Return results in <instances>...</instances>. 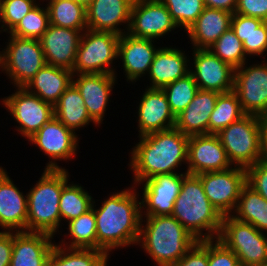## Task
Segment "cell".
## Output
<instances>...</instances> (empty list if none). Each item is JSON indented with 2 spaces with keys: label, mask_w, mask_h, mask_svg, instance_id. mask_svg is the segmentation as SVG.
<instances>
[{
  "label": "cell",
  "mask_w": 267,
  "mask_h": 266,
  "mask_svg": "<svg viewBox=\"0 0 267 266\" xmlns=\"http://www.w3.org/2000/svg\"><path fill=\"white\" fill-rule=\"evenodd\" d=\"M263 22L258 18L234 13L231 19V28L243 43L254 29L258 28Z\"/></svg>",
  "instance_id": "obj_45"
},
{
  "label": "cell",
  "mask_w": 267,
  "mask_h": 266,
  "mask_svg": "<svg viewBox=\"0 0 267 266\" xmlns=\"http://www.w3.org/2000/svg\"><path fill=\"white\" fill-rule=\"evenodd\" d=\"M116 77L113 74H73L72 84L80 92L84 106L95 126L100 125L105 117Z\"/></svg>",
  "instance_id": "obj_19"
},
{
  "label": "cell",
  "mask_w": 267,
  "mask_h": 266,
  "mask_svg": "<svg viewBox=\"0 0 267 266\" xmlns=\"http://www.w3.org/2000/svg\"><path fill=\"white\" fill-rule=\"evenodd\" d=\"M169 266H208V240L197 241L177 263Z\"/></svg>",
  "instance_id": "obj_44"
},
{
  "label": "cell",
  "mask_w": 267,
  "mask_h": 266,
  "mask_svg": "<svg viewBox=\"0 0 267 266\" xmlns=\"http://www.w3.org/2000/svg\"><path fill=\"white\" fill-rule=\"evenodd\" d=\"M267 61L234 70V92L239 98L243 112L261 116L267 113Z\"/></svg>",
  "instance_id": "obj_12"
},
{
  "label": "cell",
  "mask_w": 267,
  "mask_h": 266,
  "mask_svg": "<svg viewBox=\"0 0 267 266\" xmlns=\"http://www.w3.org/2000/svg\"><path fill=\"white\" fill-rule=\"evenodd\" d=\"M235 13L267 22V0H238Z\"/></svg>",
  "instance_id": "obj_46"
},
{
  "label": "cell",
  "mask_w": 267,
  "mask_h": 266,
  "mask_svg": "<svg viewBox=\"0 0 267 266\" xmlns=\"http://www.w3.org/2000/svg\"><path fill=\"white\" fill-rule=\"evenodd\" d=\"M261 130L262 159L267 160V113L259 116Z\"/></svg>",
  "instance_id": "obj_49"
},
{
  "label": "cell",
  "mask_w": 267,
  "mask_h": 266,
  "mask_svg": "<svg viewBox=\"0 0 267 266\" xmlns=\"http://www.w3.org/2000/svg\"><path fill=\"white\" fill-rule=\"evenodd\" d=\"M2 100V104L20 125L17 131L27 139L54 116L51 104L24 87H17L15 93Z\"/></svg>",
  "instance_id": "obj_11"
},
{
  "label": "cell",
  "mask_w": 267,
  "mask_h": 266,
  "mask_svg": "<svg viewBox=\"0 0 267 266\" xmlns=\"http://www.w3.org/2000/svg\"><path fill=\"white\" fill-rule=\"evenodd\" d=\"M76 134L53 116L27 140L50 157L45 169H62L55 161L70 160L76 155L79 143Z\"/></svg>",
  "instance_id": "obj_14"
},
{
  "label": "cell",
  "mask_w": 267,
  "mask_h": 266,
  "mask_svg": "<svg viewBox=\"0 0 267 266\" xmlns=\"http://www.w3.org/2000/svg\"><path fill=\"white\" fill-rule=\"evenodd\" d=\"M87 8L94 0H74Z\"/></svg>",
  "instance_id": "obj_50"
},
{
  "label": "cell",
  "mask_w": 267,
  "mask_h": 266,
  "mask_svg": "<svg viewBox=\"0 0 267 266\" xmlns=\"http://www.w3.org/2000/svg\"><path fill=\"white\" fill-rule=\"evenodd\" d=\"M175 117L194 99L199 90L194 77L189 73L162 88Z\"/></svg>",
  "instance_id": "obj_37"
},
{
  "label": "cell",
  "mask_w": 267,
  "mask_h": 266,
  "mask_svg": "<svg viewBox=\"0 0 267 266\" xmlns=\"http://www.w3.org/2000/svg\"><path fill=\"white\" fill-rule=\"evenodd\" d=\"M217 136L232 165L246 169L262 159L259 116L246 114Z\"/></svg>",
  "instance_id": "obj_6"
},
{
  "label": "cell",
  "mask_w": 267,
  "mask_h": 266,
  "mask_svg": "<svg viewBox=\"0 0 267 266\" xmlns=\"http://www.w3.org/2000/svg\"><path fill=\"white\" fill-rule=\"evenodd\" d=\"M93 198L79 184H68L63 186L59 201V210L62 218L75 219L92 208Z\"/></svg>",
  "instance_id": "obj_35"
},
{
  "label": "cell",
  "mask_w": 267,
  "mask_h": 266,
  "mask_svg": "<svg viewBox=\"0 0 267 266\" xmlns=\"http://www.w3.org/2000/svg\"><path fill=\"white\" fill-rule=\"evenodd\" d=\"M236 214V215H235ZM232 217L267 233V200L247 184L242 188Z\"/></svg>",
  "instance_id": "obj_30"
},
{
  "label": "cell",
  "mask_w": 267,
  "mask_h": 266,
  "mask_svg": "<svg viewBox=\"0 0 267 266\" xmlns=\"http://www.w3.org/2000/svg\"><path fill=\"white\" fill-rule=\"evenodd\" d=\"M232 13L205 7L187 29L193 49H209L231 27Z\"/></svg>",
  "instance_id": "obj_27"
},
{
  "label": "cell",
  "mask_w": 267,
  "mask_h": 266,
  "mask_svg": "<svg viewBox=\"0 0 267 266\" xmlns=\"http://www.w3.org/2000/svg\"><path fill=\"white\" fill-rule=\"evenodd\" d=\"M45 65L39 39L10 35L6 48L0 51V68L16 87H25Z\"/></svg>",
  "instance_id": "obj_9"
},
{
  "label": "cell",
  "mask_w": 267,
  "mask_h": 266,
  "mask_svg": "<svg viewBox=\"0 0 267 266\" xmlns=\"http://www.w3.org/2000/svg\"><path fill=\"white\" fill-rule=\"evenodd\" d=\"M188 62L190 64V59L188 60L181 50L159 47L148 72L151 82L149 88L162 89L177 79L185 77L190 73Z\"/></svg>",
  "instance_id": "obj_26"
},
{
  "label": "cell",
  "mask_w": 267,
  "mask_h": 266,
  "mask_svg": "<svg viewBox=\"0 0 267 266\" xmlns=\"http://www.w3.org/2000/svg\"><path fill=\"white\" fill-rule=\"evenodd\" d=\"M180 28L187 29L205 9L204 0H160Z\"/></svg>",
  "instance_id": "obj_39"
},
{
  "label": "cell",
  "mask_w": 267,
  "mask_h": 266,
  "mask_svg": "<svg viewBox=\"0 0 267 266\" xmlns=\"http://www.w3.org/2000/svg\"><path fill=\"white\" fill-rule=\"evenodd\" d=\"M119 34L86 29L81 36L73 74H113V60L118 59Z\"/></svg>",
  "instance_id": "obj_8"
},
{
  "label": "cell",
  "mask_w": 267,
  "mask_h": 266,
  "mask_svg": "<svg viewBox=\"0 0 267 266\" xmlns=\"http://www.w3.org/2000/svg\"><path fill=\"white\" fill-rule=\"evenodd\" d=\"M50 24L79 31L87 29L86 8L74 0H51L47 4Z\"/></svg>",
  "instance_id": "obj_32"
},
{
  "label": "cell",
  "mask_w": 267,
  "mask_h": 266,
  "mask_svg": "<svg viewBox=\"0 0 267 266\" xmlns=\"http://www.w3.org/2000/svg\"><path fill=\"white\" fill-rule=\"evenodd\" d=\"M210 203L222 216L232 215L242 188L246 185V169L238 166L223 171L198 174Z\"/></svg>",
  "instance_id": "obj_10"
},
{
  "label": "cell",
  "mask_w": 267,
  "mask_h": 266,
  "mask_svg": "<svg viewBox=\"0 0 267 266\" xmlns=\"http://www.w3.org/2000/svg\"><path fill=\"white\" fill-rule=\"evenodd\" d=\"M209 50L234 69L246 63L247 56L243 48V43L231 27L219 37Z\"/></svg>",
  "instance_id": "obj_36"
},
{
  "label": "cell",
  "mask_w": 267,
  "mask_h": 266,
  "mask_svg": "<svg viewBox=\"0 0 267 266\" xmlns=\"http://www.w3.org/2000/svg\"><path fill=\"white\" fill-rule=\"evenodd\" d=\"M187 164V172L194 175L234 167L217 134L189 136Z\"/></svg>",
  "instance_id": "obj_16"
},
{
  "label": "cell",
  "mask_w": 267,
  "mask_h": 266,
  "mask_svg": "<svg viewBox=\"0 0 267 266\" xmlns=\"http://www.w3.org/2000/svg\"><path fill=\"white\" fill-rule=\"evenodd\" d=\"M238 257L241 266H267V236L252 224L223 216L218 237Z\"/></svg>",
  "instance_id": "obj_7"
},
{
  "label": "cell",
  "mask_w": 267,
  "mask_h": 266,
  "mask_svg": "<svg viewBox=\"0 0 267 266\" xmlns=\"http://www.w3.org/2000/svg\"><path fill=\"white\" fill-rule=\"evenodd\" d=\"M35 2L36 0H0V22H2L3 31L10 33L20 20L37 5Z\"/></svg>",
  "instance_id": "obj_40"
},
{
  "label": "cell",
  "mask_w": 267,
  "mask_h": 266,
  "mask_svg": "<svg viewBox=\"0 0 267 266\" xmlns=\"http://www.w3.org/2000/svg\"><path fill=\"white\" fill-rule=\"evenodd\" d=\"M53 237L43 232H13L10 266H47Z\"/></svg>",
  "instance_id": "obj_24"
},
{
  "label": "cell",
  "mask_w": 267,
  "mask_h": 266,
  "mask_svg": "<svg viewBox=\"0 0 267 266\" xmlns=\"http://www.w3.org/2000/svg\"><path fill=\"white\" fill-rule=\"evenodd\" d=\"M220 94L199 89L189 105L176 116L174 127L187 136L208 134L209 118Z\"/></svg>",
  "instance_id": "obj_25"
},
{
  "label": "cell",
  "mask_w": 267,
  "mask_h": 266,
  "mask_svg": "<svg viewBox=\"0 0 267 266\" xmlns=\"http://www.w3.org/2000/svg\"><path fill=\"white\" fill-rule=\"evenodd\" d=\"M108 256L100 250L67 248L55 244L47 266H107Z\"/></svg>",
  "instance_id": "obj_31"
},
{
  "label": "cell",
  "mask_w": 267,
  "mask_h": 266,
  "mask_svg": "<svg viewBox=\"0 0 267 266\" xmlns=\"http://www.w3.org/2000/svg\"><path fill=\"white\" fill-rule=\"evenodd\" d=\"M246 184L267 200V160L246 168Z\"/></svg>",
  "instance_id": "obj_42"
},
{
  "label": "cell",
  "mask_w": 267,
  "mask_h": 266,
  "mask_svg": "<svg viewBox=\"0 0 267 266\" xmlns=\"http://www.w3.org/2000/svg\"><path fill=\"white\" fill-rule=\"evenodd\" d=\"M94 203L92 208L81 216L72 219L68 222L69 236L72 242L68 245L65 240L59 244L67 248H80V249H95L97 250V233H96V219L94 213Z\"/></svg>",
  "instance_id": "obj_34"
},
{
  "label": "cell",
  "mask_w": 267,
  "mask_h": 266,
  "mask_svg": "<svg viewBox=\"0 0 267 266\" xmlns=\"http://www.w3.org/2000/svg\"><path fill=\"white\" fill-rule=\"evenodd\" d=\"M132 148L130 169L134 172V183L138 186L146 179L159 174L177 173L175 170L187 164L189 136L175 127L149 133L139 137Z\"/></svg>",
  "instance_id": "obj_2"
},
{
  "label": "cell",
  "mask_w": 267,
  "mask_h": 266,
  "mask_svg": "<svg viewBox=\"0 0 267 266\" xmlns=\"http://www.w3.org/2000/svg\"><path fill=\"white\" fill-rule=\"evenodd\" d=\"M243 48L246 56L263 55L267 51V22H263L258 28L244 40Z\"/></svg>",
  "instance_id": "obj_43"
},
{
  "label": "cell",
  "mask_w": 267,
  "mask_h": 266,
  "mask_svg": "<svg viewBox=\"0 0 267 266\" xmlns=\"http://www.w3.org/2000/svg\"><path fill=\"white\" fill-rule=\"evenodd\" d=\"M238 0H204L205 7L235 13Z\"/></svg>",
  "instance_id": "obj_48"
},
{
  "label": "cell",
  "mask_w": 267,
  "mask_h": 266,
  "mask_svg": "<svg viewBox=\"0 0 267 266\" xmlns=\"http://www.w3.org/2000/svg\"><path fill=\"white\" fill-rule=\"evenodd\" d=\"M171 216L198 241L219 237L223 216L210 203L198 175L184 176Z\"/></svg>",
  "instance_id": "obj_3"
},
{
  "label": "cell",
  "mask_w": 267,
  "mask_h": 266,
  "mask_svg": "<svg viewBox=\"0 0 267 266\" xmlns=\"http://www.w3.org/2000/svg\"><path fill=\"white\" fill-rule=\"evenodd\" d=\"M245 115L234 91L221 93L209 118L208 134H218Z\"/></svg>",
  "instance_id": "obj_33"
},
{
  "label": "cell",
  "mask_w": 267,
  "mask_h": 266,
  "mask_svg": "<svg viewBox=\"0 0 267 266\" xmlns=\"http://www.w3.org/2000/svg\"><path fill=\"white\" fill-rule=\"evenodd\" d=\"M137 108L139 136L174 128L176 117L162 89L147 86Z\"/></svg>",
  "instance_id": "obj_20"
},
{
  "label": "cell",
  "mask_w": 267,
  "mask_h": 266,
  "mask_svg": "<svg viewBox=\"0 0 267 266\" xmlns=\"http://www.w3.org/2000/svg\"><path fill=\"white\" fill-rule=\"evenodd\" d=\"M134 187L113 193L99 209L94 208L97 250L110 255L113 249L138 243L143 210Z\"/></svg>",
  "instance_id": "obj_1"
},
{
  "label": "cell",
  "mask_w": 267,
  "mask_h": 266,
  "mask_svg": "<svg viewBox=\"0 0 267 266\" xmlns=\"http://www.w3.org/2000/svg\"><path fill=\"white\" fill-rule=\"evenodd\" d=\"M185 173L159 174L144 180L141 209H146L145 216L171 215L176 198L181 189Z\"/></svg>",
  "instance_id": "obj_17"
},
{
  "label": "cell",
  "mask_w": 267,
  "mask_h": 266,
  "mask_svg": "<svg viewBox=\"0 0 267 266\" xmlns=\"http://www.w3.org/2000/svg\"><path fill=\"white\" fill-rule=\"evenodd\" d=\"M177 27L160 0H134L127 30L131 36L155 40Z\"/></svg>",
  "instance_id": "obj_13"
},
{
  "label": "cell",
  "mask_w": 267,
  "mask_h": 266,
  "mask_svg": "<svg viewBox=\"0 0 267 266\" xmlns=\"http://www.w3.org/2000/svg\"><path fill=\"white\" fill-rule=\"evenodd\" d=\"M33 7L9 33L19 38L40 39L50 25L47 7Z\"/></svg>",
  "instance_id": "obj_38"
},
{
  "label": "cell",
  "mask_w": 267,
  "mask_h": 266,
  "mask_svg": "<svg viewBox=\"0 0 267 266\" xmlns=\"http://www.w3.org/2000/svg\"><path fill=\"white\" fill-rule=\"evenodd\" d=\"M133 2L134 0H94L86 8L87 29L119 35L127 33L119 25L126 24L128 30Z\"/></svg>",
  "instance_id": "obj_21"
},
{
  "label": "cell",
  "mask_w": 267,
  "mask_h": 266,
  "mask_svg": "<svg viewBox=\"0 0 267 266\" xmlns=\"http://www.w3.org/2000/svg\"><path fill=\"white\" fill-rule=\"evenodd\" d=\"M53 109L54 116L74 132L93 122L80 92L73 84L65 90Z\"/></svg>",
  "instance_id": "obj_29"
},
{
  "label": "cell",
  "mask_w": 267,
  "mask_h": 266,
  "mask_svg": "<svg viewBox=\"0 0 267 266\" xmlns=\"http://www.w3.org/2000/svg\"><path fill=\"white\" fill-rule=\"evenodd\" d=\"M66 169H44L41 178L27 193V232L57 233L61 216L59 201L68 182Z\"/></svg>",
  "instance_id": "obj_5"
},
{
  "label": "cell",
  "mask_w": 267,
  "mask_h": 266,
  "mask_svg": "<svg viewBox=\"0 0 267 266\" xmlns=\"http://www.w3.org/2000/svg\"><path fill=\"white\" fill-rule=\"evenodd\" d=\"M0 166V226L5 232H24L27 222V194L19 188Z\"/></svg>",
  "instance_id": "obj_22"
},
{
  "label": "cell",
  "mask_w": 267,
  "mask_h": 266,
  "mask_svg": "<svg viewBox=\"0 0 267 266\" xmlns=\"http://www.w3.org/2000/svg\"><path fill=\"white\" fill-rule=\"evenodd\" d=\"M13 249V232H0V266H10Z\"/></svg>",
  "instance_id": "obj_47"
},
{
  "label": "cell",
  "mask_w": 267,
  "mask_h": 266,
  "mask_svg": "<svg viewBox=\"0 0 267 266\" xmlns=\"http://www.w3.org/2000/svg\"><path fill=\"white\" fill-rule=\"evenodd\" d=\"M72 78L71 70L46 64L24 88L54 106L72 84Z\"/></svg>",
  "instance_id": "obj_28"
},
{
  "label": "cell",
  "mask_w": 267,
  "mask_h": 266,
  "mask_svg": "<svg viewBox=\"0 0 267 266\" xmlns=\"http://www.w3.org/2000/svg\"><path fill=\"white\" fill-rule=\"evenodd\" d=\"M208 266H241L235 253L221 241L208 240Z\"/></svg>",
  "instance_id": "obj_41"
},
{
  "label": "cell",
  "mask_w": 267,
  "mask_h": 266,
  "mask_svg": "<svg viewBox=\"0 0 267 266\" xmlns=\"http://www.w3.org/2000/svg\"><path fill=\"white\" fill-rule=\"evenodd\" d=\"M145 217V226L143 216L141 219L137 245L142 246L158 266L177 263L198 241L171 215Z\"/></svg>",
  "instance_id": "obj_4"
},
{
  "label": "cell",
  "mask_w": 267,
  "mask_h": 266,
  "mask_svg": "<svg viewBox=\"0 0 267 266\" xmlns=\"http://www.w3.org/2000/svg\"><path fill=\"white\" fill-rule=\"evenodd\" d=\"M153 41L133 37L128 33L120 35L117 58L122 59L127 81L136 82L139 77L149 72L154 55L158 50L153 45Z\"/></svg>",
  "instance_id": "obj_23"
},
{
  "label": "cell",
  "mask_w": 267,
  "mask_h": 266,
  "mask_svg": "<svg viewBox=\"0 0 267 266\" xmlns=\"http://www.w3.org/2000/svg\"><path fill=\"white\" fill-rule=\"evenodd\" d=\"M192 55L194 67L190 68V74L200 90L219 93L234 90V68L215 56L209 49H194Z\"/></svg>",
  "instance_id": "obj_15"
},
{
  "label": "cell",
  "mask_w": 267,
  "mask_h": 266,
  "mask_svg": "<svg viewBox=\"0 0 267 266\" xmlns=\"http://www.w3.org/2000/svg\"><path fill=\"white\" fill-rule=\"evenodd\" d=\"M83 32L50 24L39 39L46 64L72 71Z\"/></svg>",
  "instance_id": "obj_18"
}]
</instances>
